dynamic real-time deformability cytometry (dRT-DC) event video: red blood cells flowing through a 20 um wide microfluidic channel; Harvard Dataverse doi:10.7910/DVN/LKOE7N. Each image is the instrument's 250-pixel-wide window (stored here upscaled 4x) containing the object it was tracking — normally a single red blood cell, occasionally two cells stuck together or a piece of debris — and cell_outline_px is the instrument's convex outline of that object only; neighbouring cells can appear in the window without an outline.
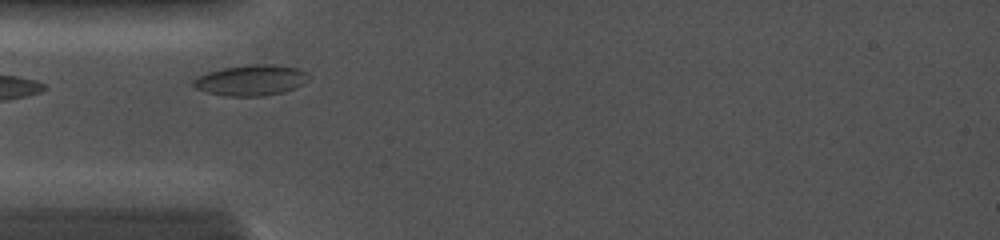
{"species": "common noctule bat (a hibernating species)", "species_latin": "Nyctalus noctula", "temperature_condition": "cold", "stored_images_in_passage": 12, "camera_frame_rate_fps": 5000, "um_per_image_px": 0.085, "animal": {"sex": "female", "body_mass_g": 19.0, "forearm_length_mm": 56.7}, "frame": {"image": 1, "passage_image": 1, "time_ms": 0.0, "image_size_px": [1000, 240], "cell_outline_px": [[312, 76], [304, 84], [296, 88], [284, 92], [260, 96], [224, 96], [208, 92], [196, 88], [192, 84], [192, 80], [208, 72], [224, 68], [248, 64], [272, 64], [300, 68], [308, 72]], "centroid_in_image_um": [21.42, 6.81], "position_along_channel_um": 63.6, "area_um2": 20.87}}
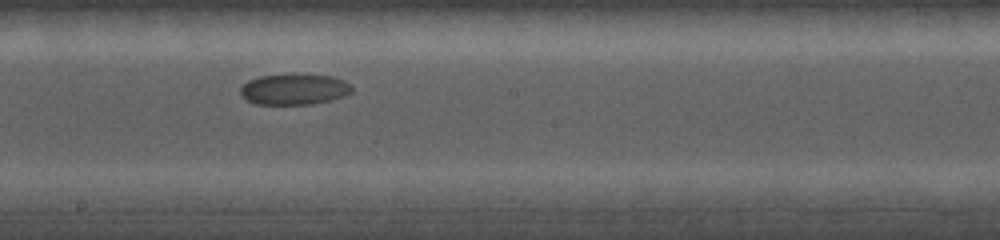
{"frame": {"image": 2, "passage_image": 5, "time_ms": 4.2, "image_size_px": [1000, 240], "cell_outline_px": [[352, 92], [344, 96], [332, 100], [312, 104], [256, 104], [240, 96], [240, 88], [248, 80], [260, 76], [332, 76], [344, 80], [352, 84]], "centroid_in_image_um": [25.02, 7.62], "position_along_channel_um": 223.2, "area_um2": 19.65}}
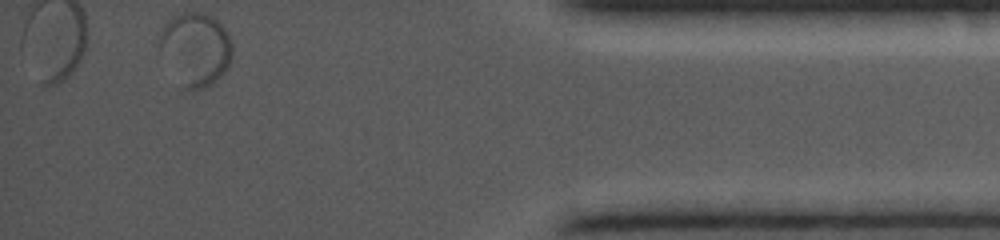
{"frame": {"image": 3, "passage_image": 12, "time_ms": 10.2, "image_size_px": [1000, 240], "cell_outline_px": [[232, 56], [228, 68], [212, 84], [204, 88], [180, 88], [160, 48], [160, 32], [164, 24], [172, 16], [184, 12], [200, 12], [212, 16], [228, 32], [232, 44]], "centroid_in_image_um": [16.63, 4.16], "position_along_channel_um": 418.6, "area_um2": 30.98}}